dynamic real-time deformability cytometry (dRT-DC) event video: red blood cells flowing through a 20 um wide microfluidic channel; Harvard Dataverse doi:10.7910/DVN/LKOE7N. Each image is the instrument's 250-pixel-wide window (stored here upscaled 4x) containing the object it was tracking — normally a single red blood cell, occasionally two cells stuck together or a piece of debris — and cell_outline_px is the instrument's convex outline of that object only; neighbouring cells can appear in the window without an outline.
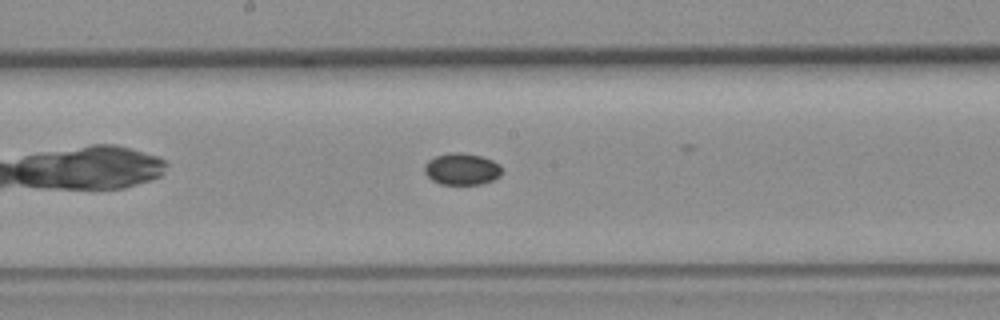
{"species": "common noctule bat (a hibernating species)", "species_latin": "Nyctalus noctula", "temperature_condition": "room temperature", "stored_images_in_passage": 7, "camera_frame_rate_fps": 3000, "um_per_image_px": 0.085, "animal": {"sex": "female", "body_mass_g": 19.3, "forearm_length_mm": 54.1}, "frame": {"image": 1, "passage_image": 7, "time_ms": 8.0, "image_size_px": [1000, 320], "cell_outline_px": [[500, 176], [492, 180], [480, 184], [440, 184], [432, 180], [424, 172], [424, 164], [428, 160], [436, 156], [452, 152], [460, 152], [480, 156], [492, 160], [500, 164]], "centroid_in_image_um": [39.23, 14.36], "position_along_channel_um": 209.0, "area_um2": 14.22}}